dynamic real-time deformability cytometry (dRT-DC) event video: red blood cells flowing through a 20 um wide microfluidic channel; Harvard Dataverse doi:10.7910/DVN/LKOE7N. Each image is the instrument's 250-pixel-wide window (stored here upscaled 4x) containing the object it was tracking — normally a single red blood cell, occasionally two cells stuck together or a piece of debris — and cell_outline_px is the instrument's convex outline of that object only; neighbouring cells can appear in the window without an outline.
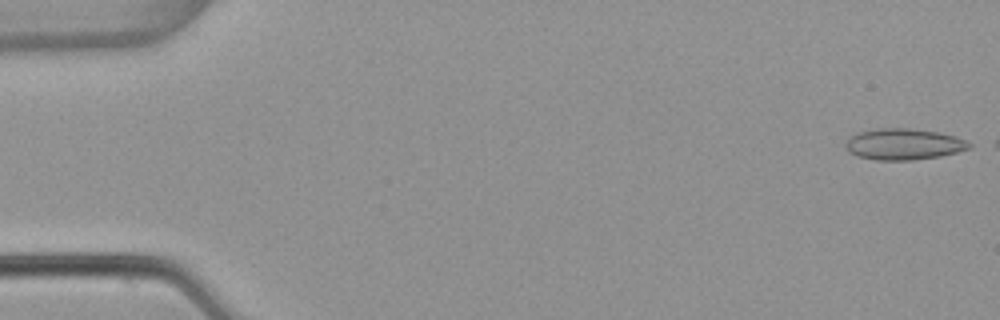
{"species": "common noctule bat (a hibernating species)", "species_latin": "Nyctalus noctula", "temperature_condition": "warm", "stored_images_in_passage": 10, "camera_frame_rate_fps": 3000, "um_per_image_px": 0.085, "animal": {"sex": "female", "body_mass_g": 22.7, "forearm_length_mm": 54.2}, "frame": {"image": 1, "passage_image": 1, "time_ms": 0.0, "image_size_px": [1000, 320], "cell_outline_px": [[972, 148], [940, 156], [912, 160], [876, 160], [860, 156], [852, 152], [848, 148], [848, 140], [852, 136], [860, 132], [876, 128], [908, 128], [936, 132], [956, 136], [972, 144]], "centroid_in_image_um": [76.89, 12.25], "position_along_channel_um": 8.1, "area_um2": 22.02}}